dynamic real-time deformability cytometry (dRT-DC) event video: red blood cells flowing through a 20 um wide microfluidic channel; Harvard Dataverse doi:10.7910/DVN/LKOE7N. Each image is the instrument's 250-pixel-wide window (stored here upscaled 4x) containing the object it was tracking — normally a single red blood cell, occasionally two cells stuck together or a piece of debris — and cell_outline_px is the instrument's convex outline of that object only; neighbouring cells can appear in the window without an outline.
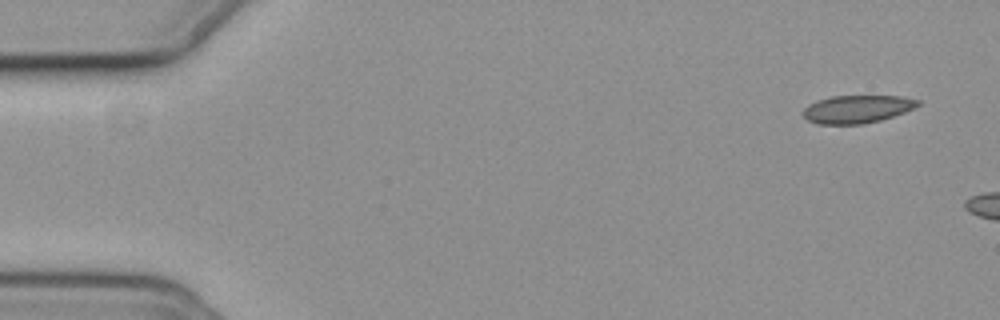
{"species": "common noctule bat (a hibernating species)", "species_latin": "Nyctalus noctula", "temperature_condition": "cold", "stored_images_in_passage": 6, "camera_frame_rate_fps": 3000, "um_per_image_px": 0.085, "animal": {"sex": "female", "body_mass_g": 19.3, "forearm_length_mm": 54.1}, "frame": {"image": 1, "passage_image": 1, "time_ms": 0.0, "image_size_px": [1000, 320], "cell_outline_px": [[920, 104], [904, 112], [880, 120], [864, 124], [816, 124], [808, 120], [800, 112], [808, 104], [816, 100], [832, 96], [900, 96], [920, 100]], "centroid_in_image_um": [72.8, 9.27], "position_along_channel_um": 12.2, "area_um2": 18.67}}